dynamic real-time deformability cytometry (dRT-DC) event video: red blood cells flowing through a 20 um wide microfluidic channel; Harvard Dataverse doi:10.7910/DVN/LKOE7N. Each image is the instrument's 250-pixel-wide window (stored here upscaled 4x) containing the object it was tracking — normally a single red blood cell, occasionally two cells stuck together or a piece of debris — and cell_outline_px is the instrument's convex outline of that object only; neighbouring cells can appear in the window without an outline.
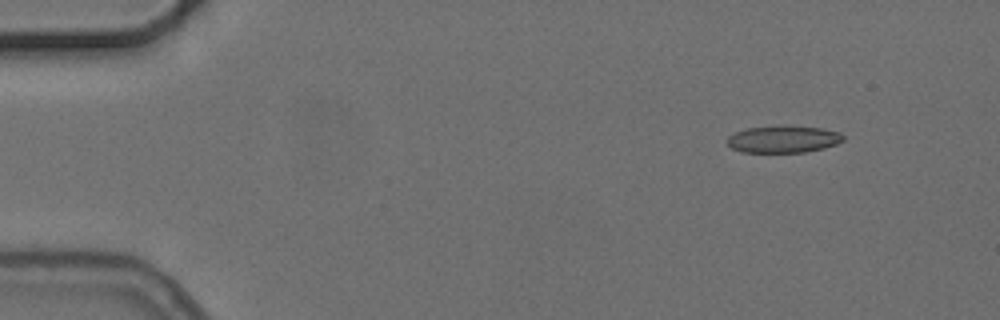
{"species": "common noctule bat (a hibernating species)", "species_latin": "Nyctalus noctula", "temperature_condition": "cold", "stored_images_in_passage": 3, "camera_frame_rate_fps": 3000, "um_per_image_px": 0.085, "animal": {"sex": "female", "body_mass_g": 24.6, "forearm_length_mm": 56.2}, "frame": {"image": 1, "passage_image": 1, "time_ms": 0.0, "image_size_px": [1000, 320], "cell_outline_px": [[844, 140], [836, 144], [824, 148], [804, 152], [740, 152], [732, 148], [728, 144], [728, 136], [744, 128], [780, 124], [784, 124], [820, 128], [840, 132], [844, 136]], "centroid_in_image_um": [66.57, 11.8], "position_along_channel_um": 18.4, "area_um2": 18.67}}